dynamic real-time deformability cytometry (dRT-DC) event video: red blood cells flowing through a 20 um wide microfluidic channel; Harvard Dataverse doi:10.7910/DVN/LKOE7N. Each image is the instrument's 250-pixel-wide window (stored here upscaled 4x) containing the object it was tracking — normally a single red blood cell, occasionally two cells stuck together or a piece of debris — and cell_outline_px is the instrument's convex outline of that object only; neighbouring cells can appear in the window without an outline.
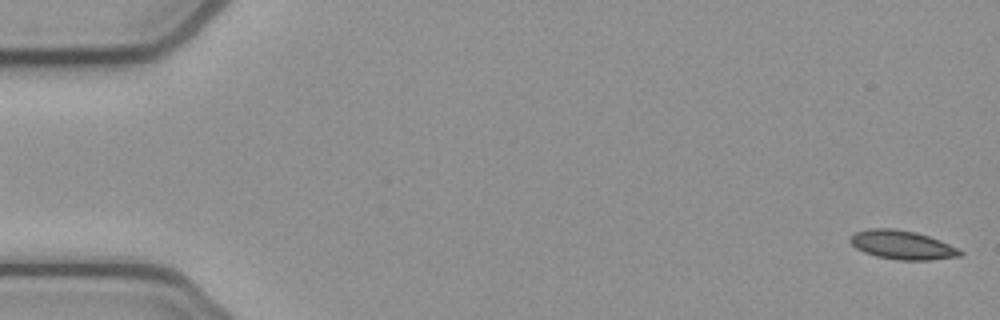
{"species": "common noctule bat (a hibernating species)", "species_latin": "Nyctalus noctula", "temperature_condition": "cold", "stored_images_in_passage": 53, "camera_frame_rate_fps": 3000, "um_per_image_px": 0.085, "animal": {"sex": "female", "body_mass_g": 21.9}, "frame": {"image": 1, "passage_image": 1, "time_ms": 0.0, "image_size_px": [1000, 320], "cell_outline_px": [[964, 252], [960, 256], [928, 260], [900, 260], [876, 256], [864, 252], [856, 248], [848, 240], [856, 232], [868, 228], [892, 228], [916, 232], [940, 240]], "centroid_in_image_um": [76.66, 20.81], "position_along_channel_um": 8.3, "area_um2": 18.32}}
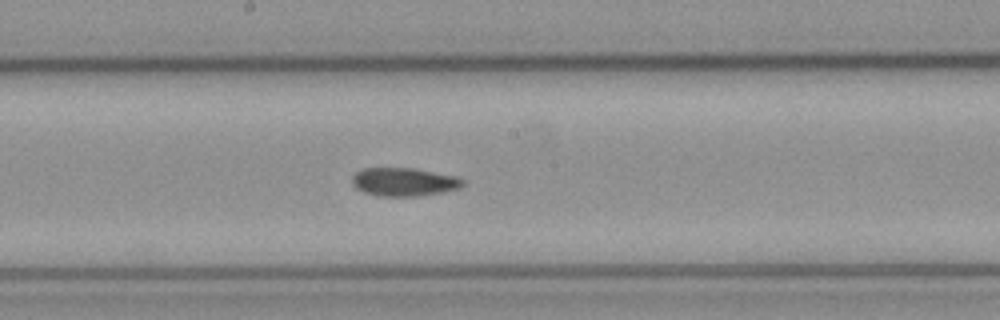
{"frame": {"image": 2, "passage_image": 28, "time_ms": 9.0, "image_size_px": [1000, 320], "cell_outline_px": [[464, 184], [460, 188], [444, 192], [420, 196], [380, 196], [364, 192], [356, 188], [352, 184], [352, 176], [356, 172], [364, 168], [416, 168], [456, 176], [464, 180]], "centroid_in_image_um": [34.36, 15.46], "position_along_channel_um": 213.8, "area_um2": 18.44}}
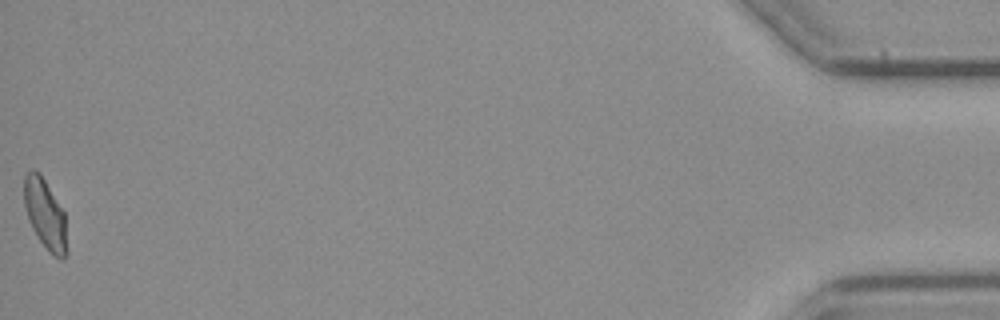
{"frame": {"image": 3, "passage_image": 53, "time_ms": 17.333, "image_size_px": [1000, 320], "cell_outline_px": [[68, 252], [64, 260], [60, 260], [52, 256], [48, 252], [32, 228], [28, 220], [24, 204], [24, 176], [32, 168], [40, 172], [64, 212]], "centroid_in_image_um": [3.85, 18.25], "position_along_channel_um": 431.4, "area_um2": 17.74}, "authors_computed_cell_mechanics": {"area_um2": 18.3226, "velocity_mm_per_s": 3.8629, "shape_relaxation_time_tau1_ms": null, "shape_relaxation_time_tau2_ms": 3.2659, "deformation_change_tau1": null, "deformation_change_tau2": 0.0864}}